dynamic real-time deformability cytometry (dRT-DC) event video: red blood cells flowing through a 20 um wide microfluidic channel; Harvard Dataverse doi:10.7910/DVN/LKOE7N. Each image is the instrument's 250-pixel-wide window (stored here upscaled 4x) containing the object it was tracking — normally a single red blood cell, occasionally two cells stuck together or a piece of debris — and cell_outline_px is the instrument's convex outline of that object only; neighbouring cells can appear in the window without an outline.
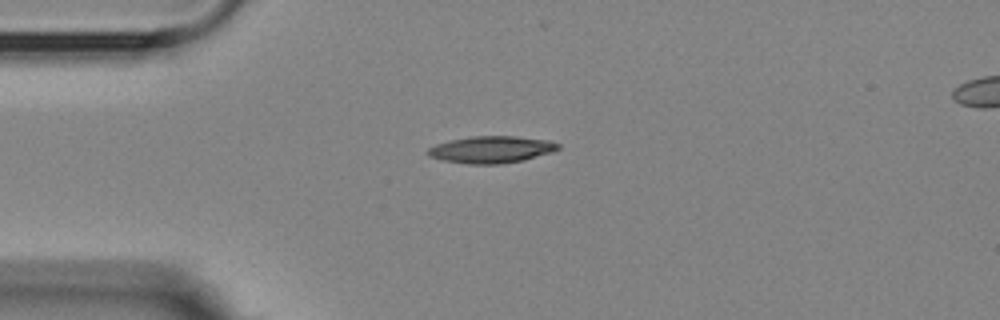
{"species": "Egyptian fruit bat (a non-hibernating species)", "species_latin": "Rousettus aegyptiacus", "temperature_condition": "room temperature", "stored_images_in_passage": 7, "camera_frame_rate_fps": 3000, "um_per_image_px": 0.085, "animal": {"sex": "female"}, "frame": {"image": 1, "passage_image": 1, "time_ms": 0.0, "image_size_px": [1000, 320], "cell_outline_px": [[560, 148], [552, 152], [524, 160], [500, 164], [468, 164], [444, 160], [428, 156], [424, 152], [428, 148], [436, 144], [452, 140], [472, 136], [516, 136], [548, 140], [560, 144]], "centroid_in_image_um": [41.76, 12.71], "position_along_channel_um": 43.2, "area_um2": 20.46}}
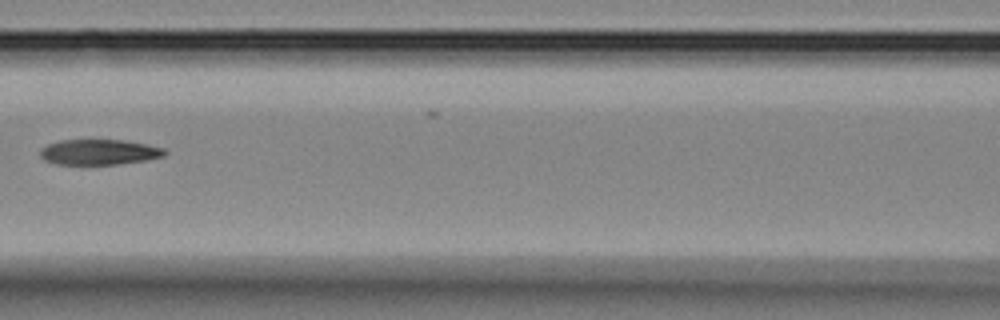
{"frame": {"image": 2, "passage_image": 4, "time_ms": 3.667, "image_size_px": [1000, 320], "cell_outline_px": [[168, 152], [164, 156], [144, 160], [116, 164], [56, 164], [44, 160], [40, 156], [40, 148], [48, 144], [60, 140], [124, 140], [148, 144], [164, 148]], "centroid_in_image_um": [8.42, 12.92], "position_along_channel_um": 158.2, "area_um2": 18.44}}
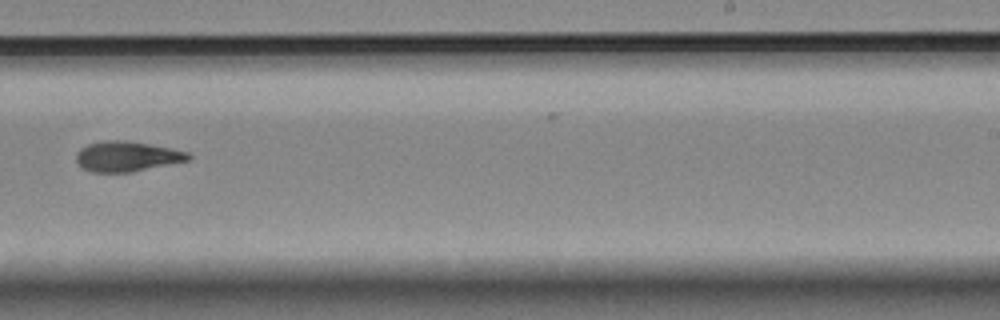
{"frame": {"image": 3, "passage_image": 7, "time_ms": 7.0, "image_size_px": [1000, 320], "cell_outline_px": [[192, 160], [132, 172], [92, 172], [84, 168], [76, 160], [76, 152], [80, 148], [88, 144], [104, 140], [124, 140], [172, 148], [188, 152], [192, 156]], "centroid_in_image_um": [10.82, 13.29], "position_along_channel_um": 278.2, "area_um2": 19.83}}